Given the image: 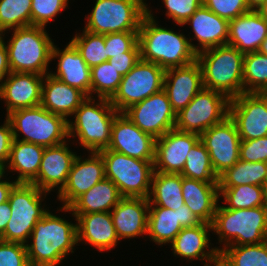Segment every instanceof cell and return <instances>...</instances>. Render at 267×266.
I'll return each instance as SVG.
<instances>
[{
    "label": "cell",
    "mask_w": 267,
    "mask_h": 266,
    "mask_svg": "<svg viewBox=\"0 0 267 266\" xmlns=\"http://www.w3.org/2000/svg\"><path fill=\"white\" fill-rule=\"evenodd\" d=\"M44 76L36 73L11 72L0 86V101L6 116L12 111L41 105Z\"/></svg>",
    "instance_id": "22"
},
{
    "label": "cell",
    "mask_w": 267,
    "mask_h": 266,
    "mask_svg": "<svg viewBox=\"0 0 267 266\" xmlns=\"http://www.w3.org/2000/svg\"><path fill=\"white\" fill-rule=\"evenodd\" d=\"M156 139L143 132L123 113H118L113 121L111 140L107 149L144 160H155Z\"/></svg>",
    "instance_id": "17"
},
{
    "label": "cell",
    "mask_w": 267,
    "mask_h": 266,
    "mask_svg": "<svg viewBox=\"0 0 267 266\" xmlns=\"http://www.w3.org/2000/svg\"><path fill=\"white\" fill-rule=\"evenodd\" d=\"M200 140L218 177L239 161L241 139L235 122L229 116L203 132Z\"/></svg>",
    "instance_id": "14"
},
{
    "label": "cell",
    "mask_w": 267,
    "mask_h": 266,
    "mask_svg": "<svg viewBox=\"0 0 267 266\" xmlns=\"http://www.w3.org/2000/svg\"><path fill=\"white\" fill-rule=\"evenodd\" d=\"M12 142V127L9 119L6 116L2 125H0V167L2 169L8 162Z\"/></svg>",
    "instance_id": "48"
},
{
    "label": "cell",
    "mask_w": 267,
    "mask_h": 266,
    "mask_svg": "<svg viewBox=\"0 0 267 266\" xmlns=\"http://www.w3.org/2000/svg\"><path fill=\"white\" fill-rule=\"evenodd\" d=\"M123 76L108 61L91 68V97L111 99ZM95 95V96H93Z\"/></svg>",
    "instance_id": "40"
},
{
    "label": "cell",
    "mask_w": 267,
    "mask_h": 266,
    "mask_svg": "<svg viewBox=\"0 0 267 266\" xmlns=\"http://www.w3.org/2000/svg\"><path fill=\"white\" fill-rule=\"evenodd\" d=\"M73 35L70 42L81 54L87 65L92 68L107 61L104 35L94 34L82 29Z\"/></svg>",
    "instance_id": "39"
},
{
    "label": "cell",
    "mask_w": 267,
    "mask_h": 266,
    "mask_svg": "<svg viewBox=\"0 0 267 266\" xmlns=\"http://www.w3.org/2000/svg\"><path fill=\"white\" fill-rule=\"evenodd\" d=\"M267 180V162H245L239 160L219 176V187H235L238 185L263 186Z\"/></svg>",
    "instance_id": "34"
},
{
    "label": "cell",
    "mask_w": 267,
    "mask_h": 266,
    "mask_svg": "<svg viewBox=\"0 0 267 266\" xmlns=\"http://www.w3.org/2000/svg\"><path fill=\"white\" fill-rule=\"evenodd\" d=\"M239 160L245 162H267V136L241 140Z\"/></svg>",
    "instance_id": "47"
},
{
    "label": "cell",
    "mask_w": 267,
    "mask_h": 266,
    "mask_svg": "<svg viewBox=\"0 0 267 266\" xmlns=\"http://www.w3.org/2000/svg\"><path fill=\"white\" fill-rule=\"evenodd\" d=\"M150 8L147 3V13L138 31L140 59L155 63L164 70L194 62L197 53L192 49L188 36L181 30L176 32L173 28L162 27Z\"/></svg>",
    "instance_id": "1"
},
{
    "label": "cell",
    "mask_w": 267,
    "mask_h": 266,
    "mask_svg": "<svg viewBox=\"0 0 267 266\" xmlns=\"http://www.w3.org/2000/svg\"><path fill=\"white\" fill-rule=\"evenodd\" d=\"M32 0H0V34L31 25Z\"/></svg>",
    "instance_id": "41"
},
{
    "label": "cell",
    "mask_w": 267,
    "mask_h": 266,
    "mask_svg": "<svg viewBox=\"0 0 267 266\" xmlns=\"http://www.w3.org/2000/svg\"><path fill=\"white\" fill-rule=\"evenodd\" d=\"M77 155L63 189L56 195L60 205L69 207L79 196L105 178V164L99 152ZM84 155V156H83Z\"/></svg>",
    "instance_id": "16"
},
{
    "label": "cell",
    "mask_w": 267,
    "mask_h": 266,
    "mask_svg": "<svg viewBox=\"0 0 267 266\" xmlns=\"http://www.w3.org/2000/svg\"><path fill=\"white\" fill-rule=\"evenodd\" d=\"M140 60V52H126L124 55L111 57L107 61L122 76L126 75Z\"/></svg>",
    "instance_id": "49"
},
{
    "label": "cell",
    "mask_w": 267,
    "mask_h": 266,
    "mask_svg": "<svg viewBox=\"0 0 267 266\" xmlns=\"http://www.w3.org/2000/svg\"><path fill=\"white\" fill-rule=\"evenodd\" d=\"M161 3L167 19L181 27L203 5V0H161Z\"/></svg>",
    "instance_id": "44"
},
{
    "label": "cell",
    "mask_w": 267,
    "mask_h": 266,
    "mask_svg": "<svg viewBox=\"0 0 267 266\" xmlns=\"http://www.w3.org/2000/svg\"><path fill=\"white\" fill-rule=\"evenodd\" d=\"M10 73L7 47L5 42L0 38V86Z\"/></svg>",
    "instance_id": "50"
},
{
    "label": "cell",
    "mask_w": 267,
    "mask_h": 266,
    "mask_svg": "<svg viewBox=\"0 0 267 266\" xmlns=\"http://www.w3.org/2000/svg\"><path fill=\"white\" fill-rule=\"evenodd\" d=\"M71 214L77 222V244H86L100 253L111 251L120 243L110 212L73 214L69 207L59 206L55 212ZM67 212V213H66Z\"/></svg>",
    "instance_id": "18"
},
{
    "label": "cell",
    "mask_w": 267,
    "mask_h": 266,
    "mask_svg": "<svg viewBox=\"0 0 267 266\" xmlns=\"http://www.w3.org/2000/svg\"><path fill=\"white\" fill-rule=\"evenodd\" d=\"M122 198L117 186L105 177L79 196L69 208L73 214L110 212Z\"/></svg>",
    "instance_id": "32"
},
{
    "label": "cell",
    "mask_w": 267,
    "mask_h": 266,
    "mask_svg": "<svg viewBox=\"0 0 267 266\" xmlns=\"http://www.w3.org/2000/svg\"><path fill=\"white\" fill-rule=\"evenodd\" d=\"M107 60L126 52H140L138 31L104 34Z\"/></svg>",
    "instance_id": "43"
},
{
    "label": "cell",
    "mask_w": 267,
    "mask_h": 266,
    "mask_svg": "<svg viewBox=\"0 0 267 266\" xmlns=\"http://www.w3.org/2000/svg\"><path fill=\"white\" fill-rule=\"evenodd\" d=\"M49 194L33 184L17 183L8 199L11 219L0 240L26 244L36 222L49 211L50 207L42 203Z\"/></svg>",
    "instance_id": "8"
},
{
    "label": "cell",
    "mask_w": 267,
    "mask_h": 266,
    "mask_svg": "<svg viewBox=\"0 0 267 266\" xmlns=\"http://www.w3.org/2000/svg\"><path fill=\"white\" fill-rule=\"evenodd\" d=\"M149 200L143 197H123L110 211L117 236L124 239L146 238Z\"/></svg>",
    "instance_id": "27"
},
{
    "label": "cell",
    "mask_w": 267,
    "mask_h": 266,
    "mask_svg": "<svg viewBox=\"0 0 267 266\" xmlns=\"http://www.w3.org/2000/svg\"><path fill=\"white\" fill-rule=\"evenodd\" d=\"M165 70L155 63L140 59L123 76L111 104L123 113L130 106L143 101L163 89Z\"/></svg>",
    "instance_id": "12"
},
{
    "label": "cell",
    "mask_w": 267,
    "mask_h": 266,
    "mask_svg": "<svg viewBox=\"0 0 267 266\" xmlns=\"http://www.w3.org/2000/svg\"><path fill=\"white\" fill-rule=\"evenodd\" d=\"M118 113L110 99L88 97L75 111L73 119L68 120L70 141L73 145L76 143L74 146L78 143L87 152L107 149L112 124Z\"/></svg>",
    "instance_id": "5"
},
{
    "label": "cell",
    "mask_w": 267,
    "mask_h": 266,
    "mask_svg": "<svg viewBox=\"0 0 267 266\" xmlns=\"http://www.w3.org/2000/svg\"><path fill=\"white\" fill-rule=\"evenodd\" d=\"M229 117L241 140L267 136V93H247L229 101Z\"/></svg>",
    "instance_id": "15"
},
{
    "label": "cell",
    "mask_w": 267,
    "mask_h": 266,
    "mask_svg": "<svg viewBox=\"0 0 267 266\" xmlns=\"http://www.w3.org/2000/svg\"><path fill=\"white\" fill-rule=\"evenodd\" d=\"M0 266H30L26 245L0 240Z\"/></svg>",
    "instance_id": "46"
},
{
    "label": "cell",
    "mask_w": 267,
    "mask_h": 266,
    "mask_svg": "<svg viewBox=\"0 0 267 266\" xmlns=\"http://www.w3.org/2000/svg\"><path fill=\"white\" fill-rule=\"evenodd\" d=\"M68 6L69 0H32L31 25L48 26Z\"/></svg>",
    "instance_id": "42"
},
{
    "label": "cell",
    "mask_w": 267,
    "mask_h": 266,
    "mask_svg": "<svg viewBox=\"0 0 267 266\" xmlns=\"http://www.w3.org/2000/svg\"><path fill=\"white\" fill-rule=\"evenodd\" d=\"M219 200L228 209H248L264 206L263 186L238 185L219 187Z\"/></svg>",
    "instance_id": "35"
},
{
    "label": "cell",
    "mask_w": 267,
    "mask_h": 266,
    "mask_svg": "<svg viewBox=\"0 0 267 266\" xmlns=\"http://www.w3.org/2000/svg\"><path fill=\"white\" fill-rule=\"evenodd\" d=\"M70 143L69 139L63 144L45 147L37 178L31 184L48 193L56 191L58 194L63 189L77 157Z\"/></svg>",
    "instance_id": "19"
},
{
    "label": "cell",
    "mask_w": 267,
    "mask_h": 266,
    "mask_svg": "<svg viewBox=\"0 0 267 266\" xmlns=\"http://www.w3.org/2000/svg\"><path fill=\"white\" fill-rule=\"evenodd\" d=\"M148 200L149 207H163L175 211L185 205L182 175L154 172Z\"/></svg>",
    "instance_id": "33"
},
{
    "label": "cell",
    "mask_w": 267,
    "mask_h": 266,
    "mask_svg": "<svg viewBox=\"0 0 267 266\" xmlns=\"http://www.w3.org/2000/svg\"><path fill=\"white\" fill-rule=\"evenodd\" d=\"M260 53L265 54L267 56V37L265 38V40L262 42L259 50Z\"/></svg>",
    "instance_id": "56"
},
{
    "label": "cell",
    "mask_w": 267,
    "mask_h": 266,
    "mask_svg": "<svg viewBox=\"0 0 267 266\" xmlns=\"http://www.w3.org/2000/svg\"><path fill=\"white\" fill-rule=\"evenodd\" d=\"M185 205L201 221L212 224L219 203L218 182H204L182 176Z\"/></svg>",
    "instance_id": "30"
},
{
    "label": "cell",
    "mask_w": 267,
    "mask_h": 266,
    "mask_svg": "<svg viewBox=\"0 0 267 266\" xmlns=\"http://www.w3.org/2000/svg\"><path fill=\"white\" fill-rule=\"evenodd\" d=\"M203 5L227 21L250 11L246 0H203Z\"/></svg>",
    "instance_id": "45"
},
{
    "label": "cell",
    "mask_w": 267,
    "mask_h": 266,
    "mask_svg": "<svg viewBox=\"0 0 267 266\" xmlns=\"http://www.w3.org/2000/svg\"><path fill=\"white\" fill-rule=\"evenodd\" d=\"M211 225L219 252L228 246L263 243L267 240V209H228L219 201Z\"/></svg>",
    "instance_id": "4"
},
{
    "label": "cell",
    "mask_w": 267,
    "mask_h": 266,
    "mask_svg": "<svg viewBox=\"0 0 267 266\" xmlns=\"http://www.w3.org/2000/svg\"><path fill=\"white\" fill-rule=\"evenodd\" d=\"M57 215L49 210L36 222L25 244L30 266H60L75 253L77 222H69L66 216Z\"/></svg>",
    "instance_id": "2"
},
{
    "label": "cell",
    "mask_w": 267,
    "mask_h": 266,
    "mask_svg": "<svg viewBox=\"0 0 267 266\" xmlns=\"http://www.w3.org/2000/svg\"><path fill=\"white\" fill-rule=\"evenodd\" d=\"M202 223L186 206L172 210L163 207H149L147 235L156 245L170 244L177 234L186 227H194Z\"/></svg>",
    "instance_id": "21"
},
{
    "label": "cell",
    "mask_w": 267,
    "mask_h": 266,
    "mask_svg": "<svg viewBox=\"0 0 267 266\" xmlns=\"http://www.w3.org/2000/svg\"><path fill=\"white\" fill-rule=\"evenodd\" d=\"M200 135L171 129L155 141L154 172L180 174Z\"/></svg>",
    "instance_id": "20"
},
{
    "label": "cell",
    "mask_w": 267,
    "mask_h": 266,
    "mask_svg": "<svg viewBox=\"0 0 267 266\" xmlns=\"http://www.w3.org/2000/svg\"><path fill=\"white\" fill-rule=\"evenodd\" d=\"M3 174V169L0 167V176Z\"/></svg>",
    "instance_id": "58"
},
{
    "label": "cell",
    "mask_w": 267,
    "mask_h": 266,
    "mask_svg": "<svg viewBox=\"0 0 267 266\" xmlns=\"http://www.w3.org/2000/svg\"><path fill=\"white\" fill-rule=\"evenodd\" d=\"M228 266H267V240L263 243L228 246L219 252Z\"/></svg>",
    "instance_id": "37"
},
{
    "label": "cell",
    "mask_w": 267,
    "mask_h": 266,
    "mask_svg": "<svg viewBox=\"0 0 267 266\" xmlns=\"http://www.w3.org/2000/svg\"><path fill=\"white\" fill-rule=\"evenodd\" d=\"M244 53L229 44L197 53L203 86L224 94L229 100L243 93Z\"/></svg>",
    "instance_id": "6"
},
{
    "label": "cell",
    "mask_w": 267,
    "mask_h": 266,
    "mask_svg": "<svg viewBox=\"0 0 267 266\" xmlns=\"http://www.w3.org/2000/svg\"><path fill=\"white\" fill-rule=\"evenodd\" d=\"M257 11L267 20V1Z\"/></svg>",
    "instance_id": "55"
},
{
    "label": "cell",
    "mask_w": 267,
    "mask_h": 266,
    "mask_svg": "<svg viewBox=\"0 0 267 266\" xmlns=\"http://www.w3.org/2000/svg\"><path fill=\"white\" fill-rule=\"evenodd\" d=\"M229 101L224 94L203 87L193 100L176 114L175 129L201 135L229 116Z\"/></svg>",
    "instance_id": "11"
},
{
    "label": "cell",
    "mask_w": 267,
    "mask_h": 266,
    "mask_svg": "<svg viewBox=\"0 0 267 266\" xmlns=\"http://www.w3.org/2000/svg\"><path fill=\"white\" fill-rule=\"evenodd\" d=\"M267 93V56L259 51L243 59V93Z\"/></svg>",
    "instance_id": "36"
},
{
    "label": "cell",
    "mask_w": 267,
    "mask_h": 266,
    "mask_svg": "<svg viewBox=\"0 0 267 266\" xmlns=\"http://www.w3.org/2000/svg\"><path fill=\"white\" fill-rule=\"evenodd\" d=\"M53 60H57V67L55 66L56 72L50 70V75L91 97V68L70 41L63 49L54 43L51 53V61Z\"/></svg>",
    "instance_id": "26"
},
{
    "label": "cell",
    "mask_w": 267,
    "mask_h": 266,
    "mask_svg": "<svg viewBox=\"0 0 267 266\" xmlns=\"http://www.w3.org/2000/svg\"><path fill=\"white\" fill-rule=\"evenodd\" d=\"M12 177L11 175L7 178L6 174H2L0 176V204L5 203L9 199L10 191L17 184V182L13 180H9Z\"/></svg>",
    "instance_id": "51"
},
{
    "label": "cell",
    "mask_w": 267,
    "mask_h": 266,
    "mask_svg": "<svg viewBox=\"0 0 267 266\" xmlns=\"http://www.w3.org/2000/svg\"><path fill=\"white\" fill-rule=\"evenodd\" d=\"M123 114L155 139L175 128L176 112L163 89L130 106Z\"/></svg>",
    "instance_id": "13"
},
{
    "label": "cell",
    "mask_w": 267,
    "mask_h": 266,
    "mask_svg": "<svg viewBox=\"0 0 267 266\" xmlns=\"http://www.w3.org/2000/svg\"><path fill=\"white\" fill-rule=\"evenodd\" d=\"M11 207L9 202L0 204V236L4 233L8 221L11 219Z\"/></svg>",
    "instance_id": "52"
},
{
    "label": "cell",
    "mask_w": 267,
    "mask_h": 266,
    "mask_svg": "<svg viewBox=\"0 0 267 266\" xmlns=\"http://www.w3.org/2000/svg\"><path fill=\"white\" fill-rule=\"evenodd\" d=\"M267 0H246L250 10H258Z\"/></svg>",
    "instance_id": "53"
},
{
    "label": "cell",
    "mask_w": 267,
    "mask_h": 266,
    "mask_svg": "<svg viewBox=\"0 0 267 266\" xmlns=\"http://www.w3.org/2000/svg\"><path fill=\"white\" fill-rule=\"evenodd\" d=\"M88 97L49 73L42 82L41 106L67 121Z\"/></svg>",
    "instance_id": "28"
},
{
    "label": "cell",
    "mask_w": 267,
    "mask_h": 266,
    "mask_svg": "<svg viewBox=\"0 0 267 266\" xmlns=\"http://www.w3.org/2000/svg\"><path fill=\"white\" fill-rule=\"evenodd\" d=\"M201 66L197 60L165 70L163 90L176 114L185 108L203 88Z\"/></svg>",
    "instance_id": "23"
},
{
    "label": "cell",
    "mask_w": 267,
    "mask_h": 266,
    "mask_svg": "<svg viewBox=\"0 0 267 266\" xmlns=\"http://www.w3.org/2000/svg\"><path fill=\"white\" fill-rule=\"evenodd\" d=\"M180 174L189 179L218 182L219 177L213 170L209 153L201 140L188 153L185 166Z\"/></svg>",
    "instance_id": "38"
},
{
    "label": "cell",
    "mask_w": 267,
    "mask_h": 266,
    "mask_svg": "<svg viewBox=\"0 0 267 266\" xmlns=\"http://www.w3.org/2000/svg\"><path fill=\"white\" fill-rule=\"evenodd\" d=\"M147 0H96L84 30L94 34L139 31Z\"/></svg>",
    "instance_id": "9"
},
{
    "label": "cell",
    "mask_w": 267,
    "mask_h": 266,
    "mask_svg": "<svg viewBox=\"0 0 267 266\" xmlns=\"http://www.w3.org/2000/svg\"><path fill=\"white\" fill-rule=\"evenodd\" d=\"M7 118L11 123L14 140L43 147L57 146L69 140L68 121L41 105L12 111Z\"/></svg>",
    "instance_id": "7"
},
{
    "label": "cell",
    "mask_w": 267,
    "mask_h": 266,
    "mask_svg": "<svg viewBox=\"0 0 267 266\" xmlns=\"http://www.w3.org/2000/svg\"><path fill=\"white\" fill-rule=\"evenodd\" d=\"M212 225L202 222L194 227L182 228L169 244L176 258L190 261H201L204 265L216 260L219 251L210 240ZM213 245V247H212Z\"/></svg>",
    "instance_id": "24"
},
{
    "label": "cell",
    "mask_w": 267,
    "mask_h": 266,
    "mask_svg": "<svg viewBox=\"0 0 267 266\" xmlns=\"http://www.w3.org/2000/svg\"><path fill=\"white\" fill-rule=\"evenodd\" d=\"M45 147L34 143L14 140L3 173L17 174V183L31 184L38 175Z\"/></svg>",
    "instance_id": "31"
},
{
    "label": "cell",
    "mask_w": 267,
    "mask_h": 266,
    "mask_svg": "<svg viewBox=\"0 0 267 266\" xmlns=\"http://www.w3.org/2000/svg\"><path fill=\"white\" fill-rule=\"evenodd\" d=\"M264 206L267 209V180L263 184Z\"/></svg>",
    "instance_id": "57"
},
{
    "label": "cell",
    "mask_w": 267,
    "mask_h": 266,
    "mask_svg": "<svg viewBox=\"0 0 267 266\" xmlns=\"http://www.w3.org/2000/svg\"><path fill=\"white\" fill-rule=\"evenodd\" d=\"M267 37V20L257 10H250L229 21L228 43L246 54L259 50Z\"/></svg>",
    "instance_id": "29"
},
{
    "label": "cell",
    "mask_w": 267,
    "mask_h": 266,
    "mask_svg": "<svg viewBox=\"0 0 267 266\" xmlns=\"http://www.w3.org/2000/svg\"><path fill=\"white\" fill-rule=\"evenodd\" d=\"M184 25H188L192 29L189 32L190 35L187 36L192 49L196 53L228 43L229 21L219 17L204 5H201L181 26ZM193 40L197 43L194 44Z\"/></svg>",
    "instance_id": "25"
},
{
    "label": "cell",
    "mask_w": 267,
    "mask_h": 266,
    "mask_svg": "<svg viewBox=\"0 0 267 266\" xmlns=\"http://www.w3.org/2000/svg\"><path fill=\"white\" fill-rule=\"evenodd\" d=\"M8 31L1 33L0 38L7 47L11 72L47 75L51 69L49 67L54 40L49 36L46 27L30 25ZM6 33L11 36L7 38Z\"/></svg>",
    "instance_id": "3"
},
{
    "label": "cell",
    "mask_w": 267,
    "mask_h": 266,
    "mask_svg": "<svg viewBox=\"0 0 267 266\" xmlns=\"http://www.w3.org/2000/svg\"><path fill=\"white\" fill-rule=\"evenodd\" d=\"M105 164V177L119 189L123 197H149L154 161H144L103 149L99 151Z\"/></svg>",
    "instance_id": "10"
},
{
    "label": "cell",
    "mask_w": 267,
    "mask_h": 266,
    "mask_svg": "<svg viewBox=\"0 0 267 266\" xmlns=\"http://www.w3.org/2000/svg\"><path fill=\"white\" fill-rule=\"evenodd\" d=\"M204 266H228L225 261L219 256L216 260L207 263Z\"/></svg>",
    "instance_id": "54"
}]
</instances>
